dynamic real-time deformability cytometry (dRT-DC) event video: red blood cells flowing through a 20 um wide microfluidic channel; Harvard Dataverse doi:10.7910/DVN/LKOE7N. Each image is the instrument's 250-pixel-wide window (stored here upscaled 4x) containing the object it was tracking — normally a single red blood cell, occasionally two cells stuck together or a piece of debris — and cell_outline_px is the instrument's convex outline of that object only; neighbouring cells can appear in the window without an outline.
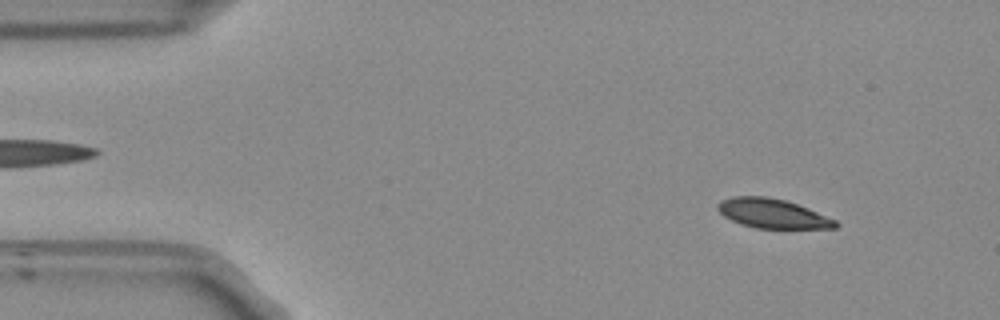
{"species": "Egyptian fruit bat (a non-hibernating species)", "species_latin": "Rousettus aegyptiacus", "temperature_condition": "room temperature", "stored_images_in_passage": 54, "segment_of_instrument_passage": [1, 2], "camera_frame_rate_fps": 3000, "um_per_image_px": 0.085, "frame": {"image": 1, "passage_image": 5, "time_ms": 1.333, "image_size_px": [1000, 320], "cell_outline_px": [[840, 224], [836, 228], [756, 228], [740, 224], [724, 216], [716, 208], [716, 204], [720, 200], [732, 196], [768, 196], [788, 200], [808, 208], [836, 220]], "centroid_in_image_um": [65.65, 18.13], "position_along_channel_um": 19.4, "area_um2": 20.35}}
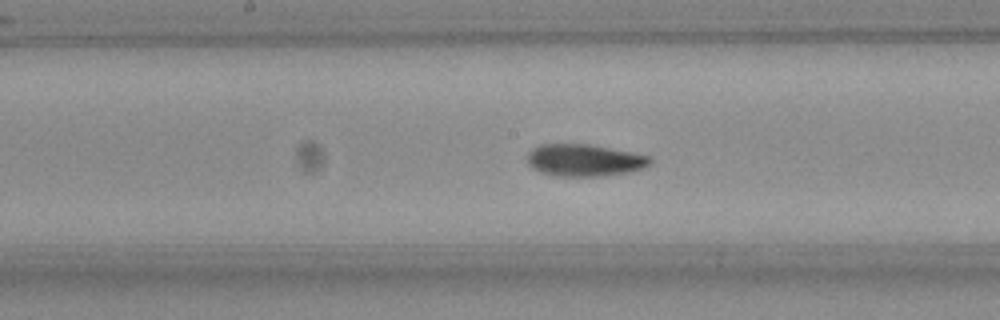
{"frame": {"image": 2, "passage_image": 26, "time_ms": 8.333, "image_size_px": [1000, 320], "cell_outline_px": [[652, 164], [644, 168], [632, 172], [600, 176], [556, 176], [540, 172], [532, 168], [528, 164], [528, 152], [540, 144], [588, 144], [632, 152], [652, 156]], "centroid_in_image_um": [49.72, 13.62], "position_along_channel_um": 198.5, "area_um2": 23.18}}
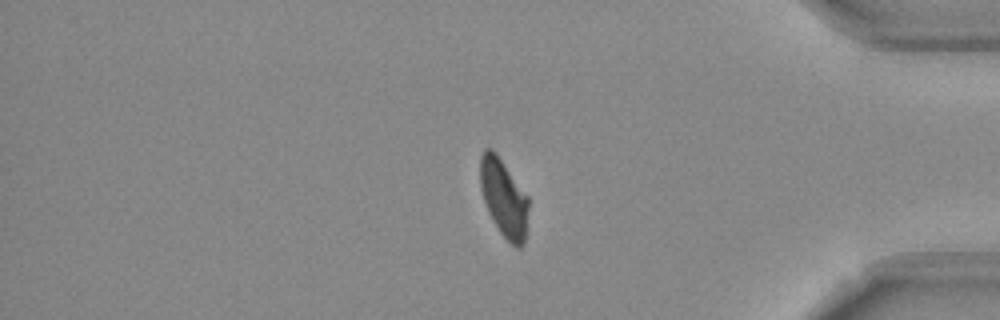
{"frame": {"image": 3, "passage_image": 44, "time_ms": 14.333, "image_size_px": [1000, 320], "cell_outline_px": [[528, 208], [524, 244], [520, 248], [516, 248], [500, 232], [488, 212], [480, 188], [480, 156], [484, 148], [492, 148], [496, 152], [528, 196]], "centroid_in_image_um": [42.81, 16.8], "position_along_channel_um": 392.4, "area_um2": 21.85}}